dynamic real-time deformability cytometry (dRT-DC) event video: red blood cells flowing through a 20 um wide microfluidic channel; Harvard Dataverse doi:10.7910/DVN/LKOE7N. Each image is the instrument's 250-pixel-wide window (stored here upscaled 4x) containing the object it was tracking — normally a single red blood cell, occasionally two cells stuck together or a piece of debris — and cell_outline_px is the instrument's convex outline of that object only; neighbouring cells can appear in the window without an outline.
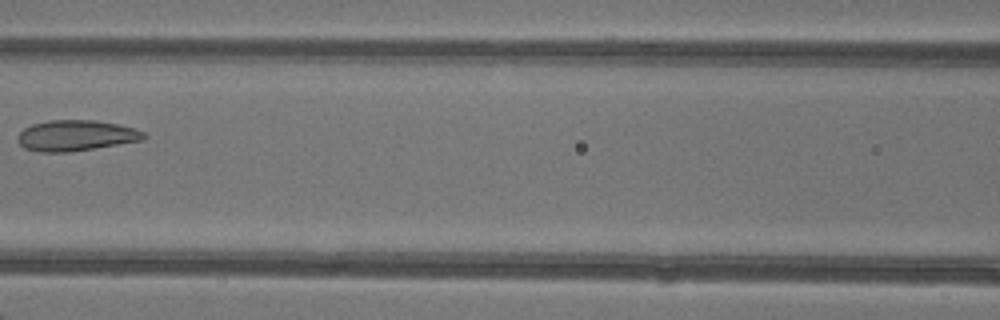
{"species": "common noctule bat (a hibernating species)", "species_latin": "Nyctalus noctula", "temperature_condition": "warm", "stored_images_in_passage": 6, "camera_frame_rate_fps": 3000, "um_per_image_px": 0.085, "animal": {"sex": "female"}, "frame": {"image": 1, "passage_image": 6, "time_ms": 6.667, "image_size_px": [1000, 320], "cell_outline_px": [[148, 136], [144, 140], [68, 152], [40, 152], [24, 148], [16, 140], [16, 136], [24, 128], [32, 124], [48, 120], [96, 120], [136, 128], [144, 132]], "centroid_in_image_um": [6.45, 11.52], "position_along_channel_um": 160.2, "area_um2": 22.72}}